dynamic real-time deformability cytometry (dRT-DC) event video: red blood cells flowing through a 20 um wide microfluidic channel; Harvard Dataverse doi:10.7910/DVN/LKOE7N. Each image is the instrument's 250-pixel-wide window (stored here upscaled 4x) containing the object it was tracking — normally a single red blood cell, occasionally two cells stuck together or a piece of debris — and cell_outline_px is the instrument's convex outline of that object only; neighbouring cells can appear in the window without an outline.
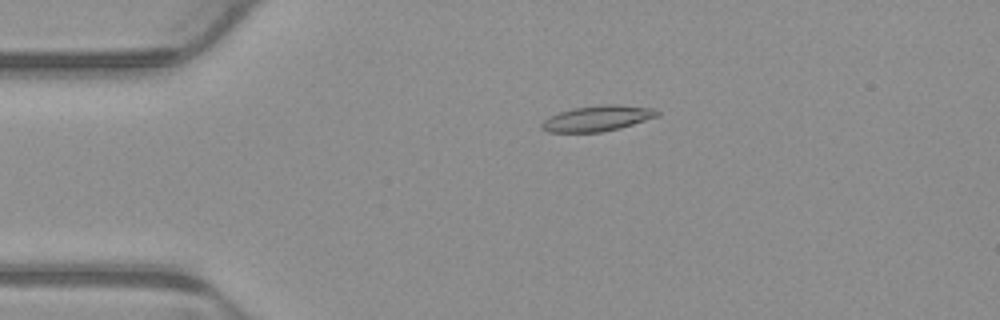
{"species": "common noctule bat (a hibernating species)", "species_latin": "Nyctalus noctula", "temperature_condition": "warm", "stored_images_in_passage": 4, "camera_frame_rate_fps": 3000, "um_per_image_px": 0.085, "animal": {"sex": "male", "body_mass_g": 23.1, "forearm_length_mm": 52.7}, "frame": {"image": 1, "passage_image": 3, "time_ms": 0.667, "image_size_px": [1000, 320], "cell_outline_px": [[660, 116], [620, 128], [600, 132], [548, 132], [540, 128], [540, 124], [548, 116], [572, 108], [604, 104], [616, 104], [652, 108], [660, 112]], "centroid_in_image_um": [50.77, 10.06], "position_along_channel_um": 34.2, "area_um2": 17.34}}